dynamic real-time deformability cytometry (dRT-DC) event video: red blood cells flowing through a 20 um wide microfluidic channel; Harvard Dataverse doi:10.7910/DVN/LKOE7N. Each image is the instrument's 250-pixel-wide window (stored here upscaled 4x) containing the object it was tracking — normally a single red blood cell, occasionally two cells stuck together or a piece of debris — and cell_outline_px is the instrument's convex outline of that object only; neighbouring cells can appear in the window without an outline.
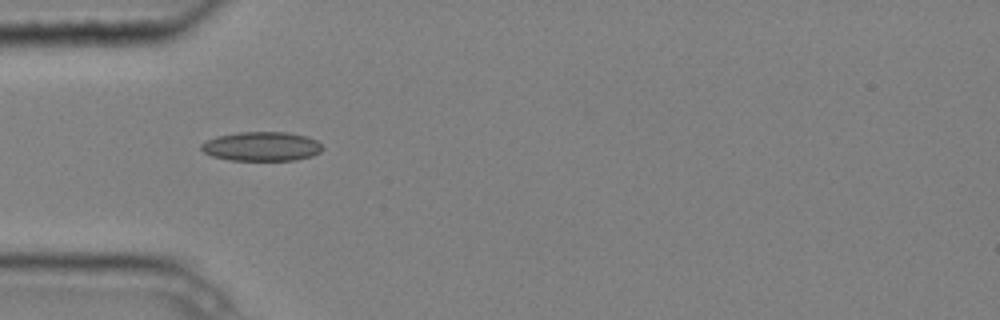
{"species": "common noctule bat (a hibernating species)", "species_latin": "Nyctalus noctula", "temperature_condition": "cold", "stored_images_in_passage": 10, "camera_frame_rate_fps": 3000, "um_per_image_px": 0.085, "animal": {"sex": "male", "body_mass_g": 20.4}, "frame": {"image": 1, "passage_image": 5, "time_ms": 1.333, "image_size_px": [1000, 320], "cell_outline_px": [[324, 148], [320, 152], [312, 156], [296, 160], [232, 160], [212, 156], [204, 152], [200, 148], [200, 144], [216, 136], [236, 132], [288, 132], [308, 136], [316, 140]], "centroid_in_image_um": [22.25, 12.44], "position_along_channel_um": 62.7, "area_um2": 20.75}}
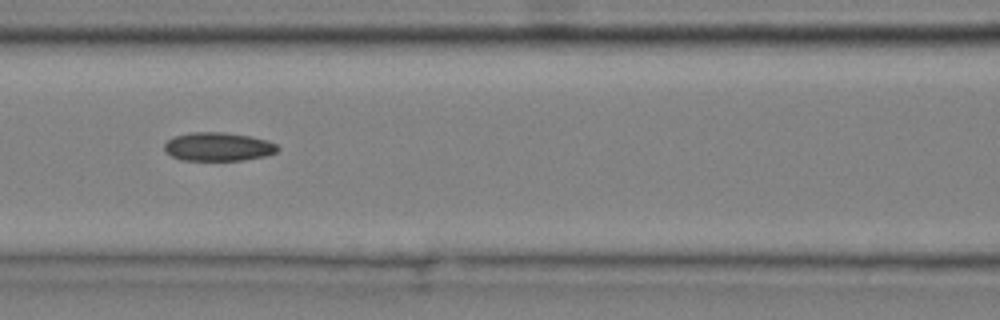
{"frame": {"image": 2, "passage_image": 7, "time_ms": 2.0, "image_size_px": [1000, 320], "cell_outline_px": [[280, 148], [276, 152], [264, 156], [244, 160], [180, 160], [164, 152], [164, 144], [172, 136], [192, 132], [224, 132], [248, 136], [268, 140], [276, 144]], "centroid_in_image_um": [18.51, 12.47], "position_along_channel_um": 148.1, "area_um2": 18.96}}
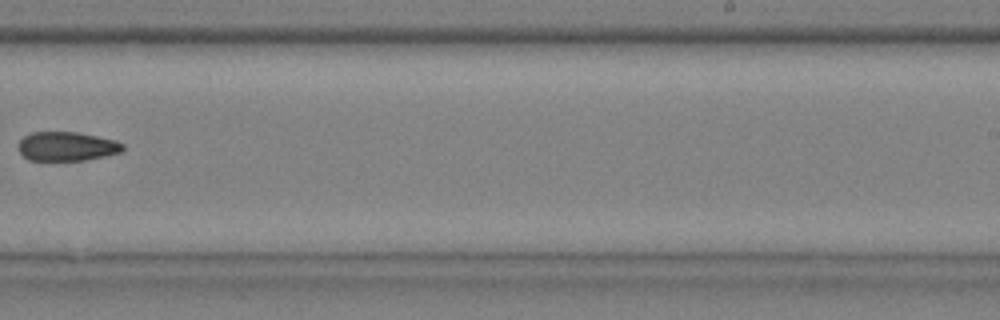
{"frame": {"image": 3, "passage_image": 10, "time_ms": 3.0, "image_size_px": [1000, 320], "cell_outline_px": [[124, 148], [120, 152], [104, 156], [84, 160], [28, 160], [20, 152], [16, 144], [24, 136], [32, 132], [76, 132], [116, 140], [124, 144]], "centroid_in_image_um": [5.65, 12.43], "position_along_channel_um": 283.3, "area_um2": 17.69}}